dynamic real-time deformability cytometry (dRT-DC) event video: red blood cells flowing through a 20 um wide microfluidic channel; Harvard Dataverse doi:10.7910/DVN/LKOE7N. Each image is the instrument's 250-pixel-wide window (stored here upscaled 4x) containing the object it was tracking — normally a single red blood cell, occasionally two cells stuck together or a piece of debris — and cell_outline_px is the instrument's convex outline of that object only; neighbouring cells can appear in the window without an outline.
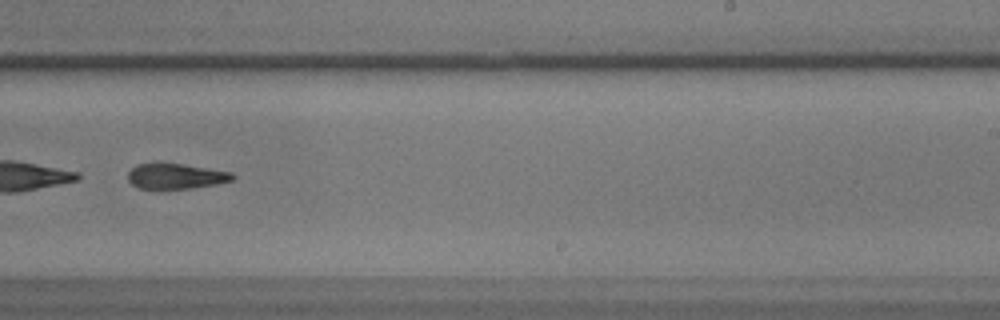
{"species": "common noctule bat (a hibernating species)", "species_latin": "Nyctalus noctula", "temperature_condition": "warm", "stored_images_in_passage": 55, "segment_of_instrument_passage": [2, 2], "camera_frame_rate_fps": 3000, "um_per_image_px": 0.085, "animal": {"sex": "male", "body_mass_g": 17.9}, "frame": {"image": 1, "passage_image": 35, "time_ms": 11.333, "image_size_px": [1000, 320], "cell_outline_px": [[236, 176], [232, 180], [216, 184], [188, 188], [140, 188], [132, 184], [128, 180], [128, 172], [136, 164], [152, 160], [180, 164], [232, 172]], "centroid_in_image_um": [14.88, 14.93], "position_along_channel_um": 274.1, "area_um2": 15.66}}